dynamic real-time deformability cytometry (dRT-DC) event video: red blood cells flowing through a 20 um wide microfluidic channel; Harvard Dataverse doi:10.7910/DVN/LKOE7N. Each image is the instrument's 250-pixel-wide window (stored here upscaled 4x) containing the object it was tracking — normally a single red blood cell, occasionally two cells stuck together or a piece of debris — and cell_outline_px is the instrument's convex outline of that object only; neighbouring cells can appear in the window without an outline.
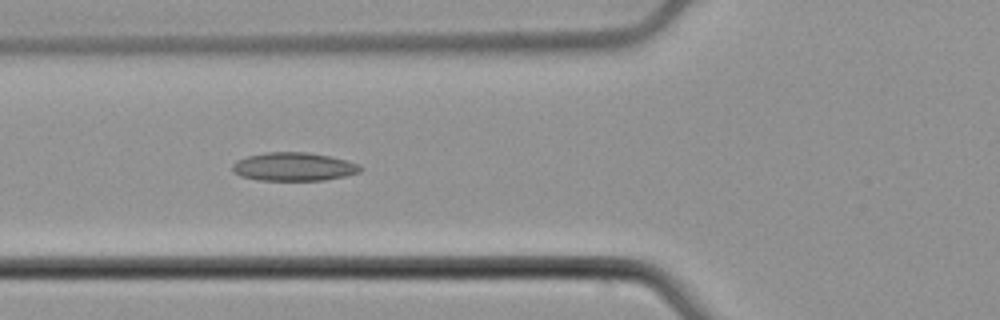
{"species": "common noctule bat (a hibernating species)", "species_latin": "Nyctalus noctula", "temperature_condition": "cold", "stored_images_in_passage": 7, "camera_frame_rate_fps": 3000, "um_per_image_px": 0.085, "animal": {"sex": "male", "body_mass_g": 21.5, "forearm_length_mm": 52.0}, "frame": {"image": 1, "passage_image": 6, "time_ms": 1.667, "image_size_px": [1000, 320], "cell_outline_px": [[364, 168], [360, 172], [344, 176], [324, 180], [260, 180], [240, 176], [232, 172], [232, 164], [236, 160], [248, 156], [264, 152], [308, 152], [328, 156], [360, 164]], "centroid_in_image_um": [24.95, 14.17], "position_along_channel_um": 100.9, "area_um2": 21.21}}
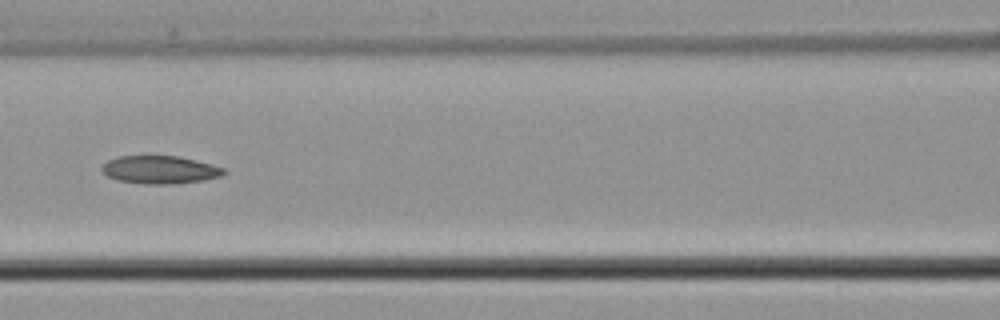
{"frame": {"image": 2, "passage_image": 7, "time_ms": 2.0, "image_size_px": [1000, 320], "cell_outline_px": [[228, 172], [220, 176], [204, 180], [172, 184], [144, 184], [116, 180], [108, 176], [100, 168], [108, 160], [116, 156], [148, 152], [176, 156], [196, 160], [212, 164], [224, 168]], "centroid_in_image_um": [13.55, 14.37], "position_along_channel_um": 153.1, "area_um2": 20.75}}